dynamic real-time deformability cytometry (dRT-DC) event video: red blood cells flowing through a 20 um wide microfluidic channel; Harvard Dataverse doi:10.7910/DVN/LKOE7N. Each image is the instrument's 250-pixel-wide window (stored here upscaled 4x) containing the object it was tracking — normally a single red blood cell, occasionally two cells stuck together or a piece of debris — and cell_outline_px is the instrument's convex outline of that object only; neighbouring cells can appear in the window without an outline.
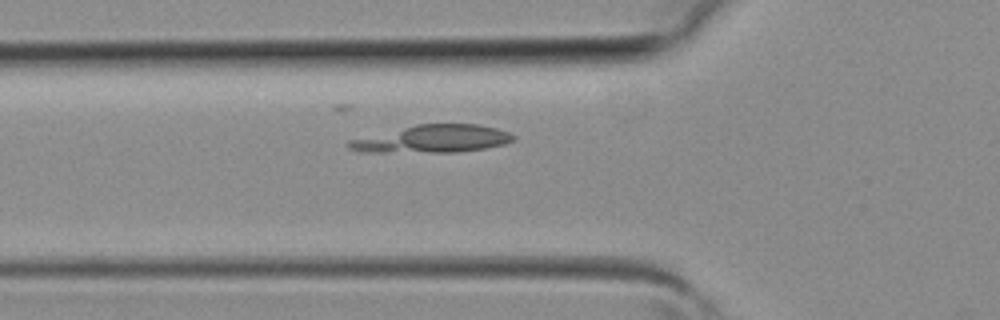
{"species": "common noctule bat (a hibernating species)", "species_latin": "Nyctalus noctula", "temperature_condition": "room temperature", "stored_images_in_passage": 4, "camera_frame_rate_fps": 3000, "um_per_image_px": 0.085, "animal": {"sex": "female", "body_mass_g": 19.3, "forearm_length_mm": 54.1}, "frame": {"image": 1, "passage_image": 4, "time_ms": 1.0, "image_size_px": [1000, 320], "cell_outline_px": [[516, 140], [504, 144], [484, 148], [456, 152], [356, 152], [348, 148], [348, 140], [416, 124], [476, 124], [496, 128], [508, 132], [516, 136]], "centroid_in_image_um": [36.75, 11.81], "position_along_channel_um": 89.0, "area_um2": 26.41}}